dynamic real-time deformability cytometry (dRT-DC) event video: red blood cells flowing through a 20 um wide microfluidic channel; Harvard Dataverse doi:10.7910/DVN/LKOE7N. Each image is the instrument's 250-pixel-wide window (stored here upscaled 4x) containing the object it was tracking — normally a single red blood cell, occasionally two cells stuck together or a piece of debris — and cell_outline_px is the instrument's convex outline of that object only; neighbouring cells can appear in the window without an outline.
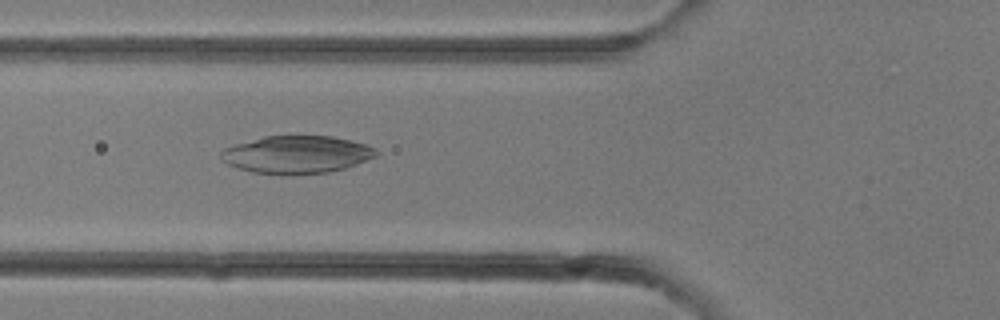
{"species": "common noctule bat (a hibernating species)", "species_latin": "Nyctalus noctula", "temperature_condition": "room temperature", "stored_images_in_passage": 32, "camera_frame_rate_fps": 3000, "um_per_image_px": 0.085, "animal": {"sex": "female"}, "frame": {"image": 1, "passage_image": 12, "time_ms": 3.667, "image_size_px": [1000, 320], "cell_outline_px": [[380, 152], [376, 156], [356, 164], [344, 168], [328, 172], [252, 172], [228, 164], [220, 156], [220, 152], [224, 148], [236, 144], [264, 136], [332, 136], [364, 144], [376, 148]], "centroid_in_image_um": [25.24, 13.1], "position_along_channel_um": 100.6, "area_um2": 32.95}}
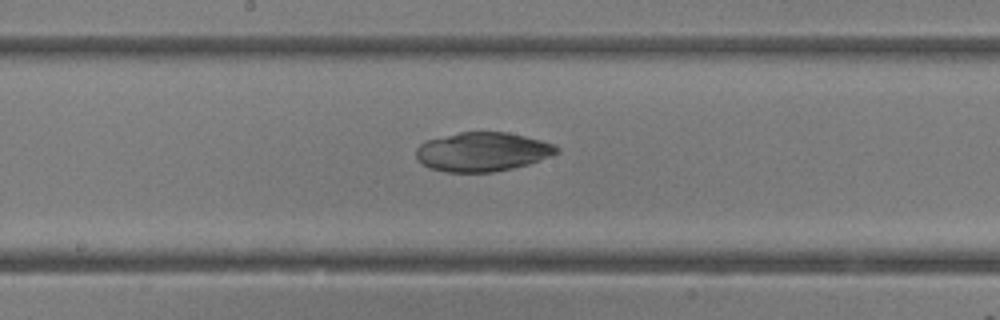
{"frame": {"image": 2, "passage_image": 17, "time_ms": 5.333, "image_size_px": [1000, 320], "cell_outline_px": [[560, 152], [528, 164], [512, 168], [492, 172], [444, 172], [428, 168], [420, 164], [416, 160], [416, 148], [420, 144], [428, 140], [460, 132], [508, 132], [540, 140], [552, 144], [560, 148]], "centroid_in_image_um": [40.96, 12.91], "position_along_channel_um": 207.2, "area_um2": 32.02}}
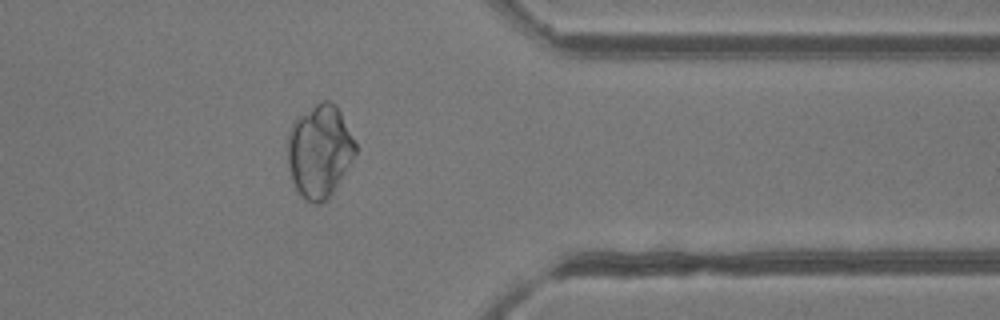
{"frame": {"image": 3, "passage_image": 26, "time_ms": 8.333, "image_size_px": [1000, 320], "cell_outline_px": [[356, 152], [328, 200], [324, 204], [312, 204], [304, 200], [300, 196], [292, 180], [288, 168], [288, 132], [292, 120], [320, 100], [332, 100], [336, 104], [356, 144]], "centroid_in_image_um": [27.13, 12.85], "position_along_channel_um": 384.3, "area_um2": 36.99}}